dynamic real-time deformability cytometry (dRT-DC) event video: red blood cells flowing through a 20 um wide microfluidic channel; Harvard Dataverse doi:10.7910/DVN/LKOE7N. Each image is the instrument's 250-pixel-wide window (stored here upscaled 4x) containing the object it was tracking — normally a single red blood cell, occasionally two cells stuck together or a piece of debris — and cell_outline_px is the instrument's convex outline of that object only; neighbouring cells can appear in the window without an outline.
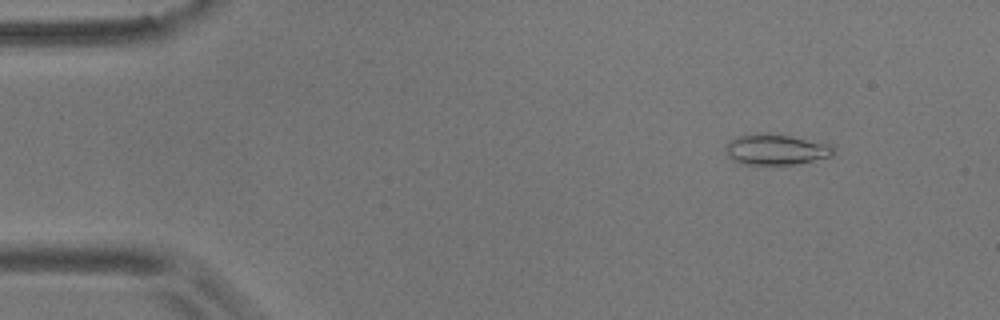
{"species": "common noctule bat (a hibernating species)", "species_latin": "Nyctalus noctula", "temperature_condition": "room temperature", "stored_images_in_passage": 57, "camera_frame_rate_fps": 3000, "um_per_image_px": 0.085, "animal": {"sex": "male", "body_mass_g": 17.9}, "frame": {"image": 1, "passage_image": 7, "time_ms": 2.0, "image_size_px": [1000, 320], "cell_outline_px": [[832, 156], [796, 164], [740, 164], [732, 160], [724, 152], [724, 144], [728, 140], [736, 136], [752, 132], [768, 132], [828, 144], [832, 148]], "centroid_in_image_um": [65.8, 12.69], "position_along_channel_um": 19.2, "area_um2": 19.48}}
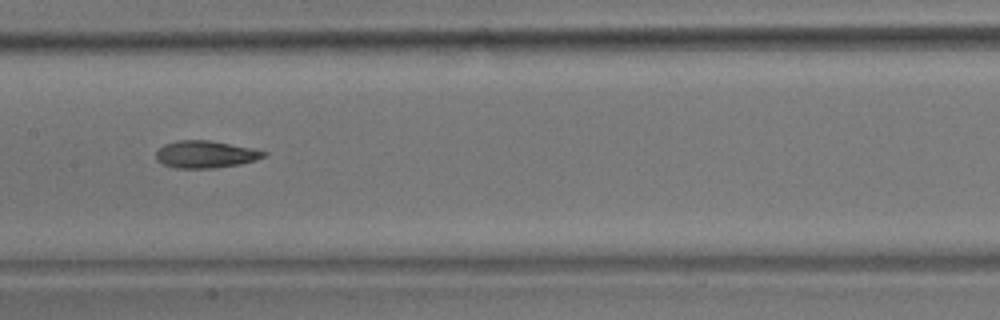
{"frame": {"image": 2, "passage_image": 29, "time_ms": 9.333, "image_size_px": [1000, 320], "cell_outline_px": [[268, 152], [264, 156], [256, 160], [240, 164], [216, 168], [172, 168], [156, 160], [156, 152], [164, 144], [176, 140], [212, 140], [252, 148]], "centroid_in_image_um": [17.46, 13.11], "position_along_channel_um": 189.9, "area_um2": 17.22}}
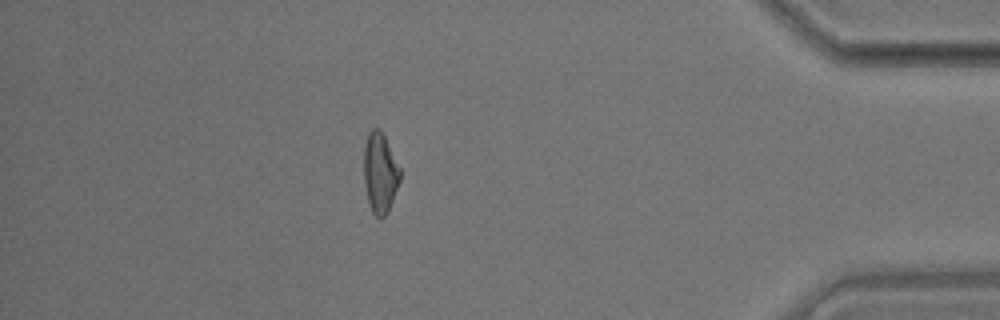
{"frame": {"image": 3, "passage_image": 50, "time_ms": 16.333, "image_size_px": [1000, 320], "cell_outline_px": [[400, 180], [388, 212], [380, 220], [372, 212], [368, 200], [364, 184], [364, 144], [368, 132], [372, 128], [380, 128], [400, 168]], "centroid_in_image_um": [32.29, 14.69], "position_along_channel_um": 402.9, "area_um2": 16.94}, "authors_computed_cell_mechanics": {"area_um2": 17.3978, "velocity_mm_per_s": 3.648, "shape_relaxation_time_tau1_ms": 6.0366, "shape_relaxation_time_tau2_ms": 5.3735, "deformation_change_tau1": 0.1558, "deformation_change_tau2": 0.1416}}